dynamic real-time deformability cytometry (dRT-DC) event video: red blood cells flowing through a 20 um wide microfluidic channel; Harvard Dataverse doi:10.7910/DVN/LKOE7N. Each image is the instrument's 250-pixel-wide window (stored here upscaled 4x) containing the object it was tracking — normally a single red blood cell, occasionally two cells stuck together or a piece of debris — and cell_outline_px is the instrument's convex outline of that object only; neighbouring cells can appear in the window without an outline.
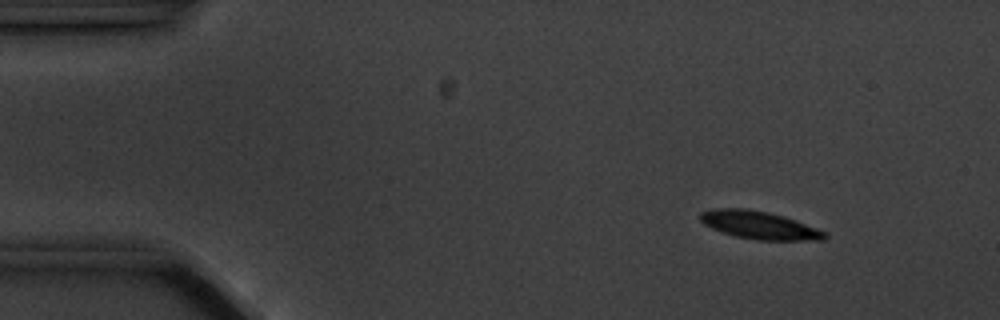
{"species": "common noctule bat (a hibernating species)", "species_latin": "Nyctalus noctula", "temperature_condition": "cold", "stored_images_in_passage": 3, "camera_frame_rate_fps": 3000, "um_per_image_px": 0.085, "animal": {"sex": "male", "body_mass_g": 20.1, "forearm_length_mm": 53.5}, "frame": {"image": 1, "passage_image": 1, "time_ms": 0.0, "image_size_px": [1000, 320], "cell_outline_px": [[828, 236], [824, 240], [756, 240], [736, 236], [712, 228], [704, 224], [700, 220], [700, 212], [716, 208], [748, 208], [768, 212], [784, 216], [796, 220], [816, 228], [824, 232]], "centroid_in_image_um": [64.53, 19.13], "position_along_channel_um": 20.5, "area_um2": 20.11}}